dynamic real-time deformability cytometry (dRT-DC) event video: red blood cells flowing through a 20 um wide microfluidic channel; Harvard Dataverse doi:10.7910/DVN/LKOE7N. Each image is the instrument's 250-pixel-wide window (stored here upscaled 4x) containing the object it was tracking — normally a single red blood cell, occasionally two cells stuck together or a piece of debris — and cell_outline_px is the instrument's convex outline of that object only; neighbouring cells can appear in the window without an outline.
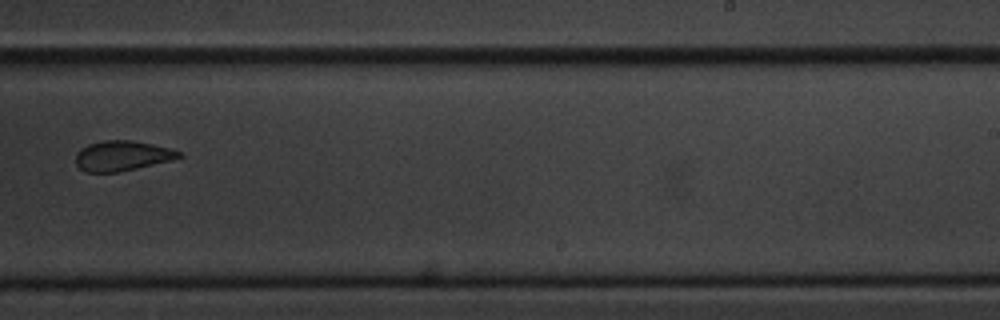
{"species": "common noctule bat (a hibernating species)", "species_latin": "Nyctalus noctula", "temperature_condition": "cold", "stored_images_in_passage": 7, "camera_frame_rate_fps": 3000, "um_per_image_px": 0.085, "animal": {"sex": "male", "body_mass_g": 20.1, "forearm_length_mm": 53.5}, "frame": {"image": 1, "passage_image": 6, "time_ms": 6.667, "image_size_px": [1000, 320], "cell_outline_px": [[184, 156], [172, 160], [120, 172], [84, 172], [76, 164], [76, 152], [80, 148], [88, 144], [104, 140], [132, 140], [152, 144], [168, 148], [180, 152]], "centroid_in_image_um": [10.36, 13.24], "position_along_channel_um": 278.6, "area_um2": 18.15}}
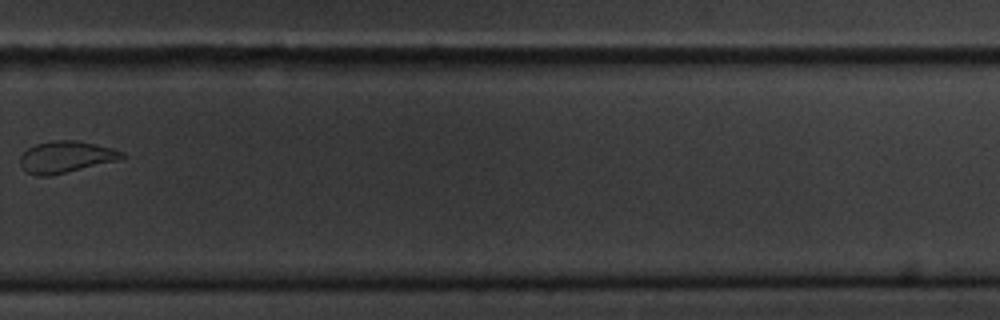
{"frame": {"image": 2, "passage_image": 7, "time_ms": 8.0, "image_size_px": [1000, 320], "cell_outline_px": [[128, 156], [124, 160], [48, 176], [36, 176], [28, 172], [20, 164], [20, 156], [28, 148], [36, 144], [52, 140], [76, 140], [96, 144], [112, 148], [124, 152]], "centroid_in_image_um": [5.69, 13.34], "position_along_channel_um": 324.1, "area_um2": 19.07}}